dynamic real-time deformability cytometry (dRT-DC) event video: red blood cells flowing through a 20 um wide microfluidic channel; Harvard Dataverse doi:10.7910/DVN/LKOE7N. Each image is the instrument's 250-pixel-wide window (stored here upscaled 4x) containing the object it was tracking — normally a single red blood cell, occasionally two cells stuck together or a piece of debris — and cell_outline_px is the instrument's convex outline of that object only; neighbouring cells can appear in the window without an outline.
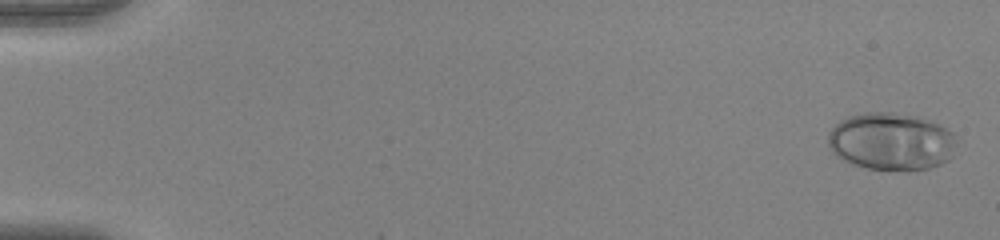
{"species": "human", "species_latin": "Homo sapiens", "temperature_condition": "warm", "stored_images_in_passage": 54, "camera_frame_rate_fps": 3000, "um_per_image_px": 0.085, "donor": {"sex": "female"}, "frame": {"image": 1, "passage_image": 2, "time_ms": 0.333, "image_size_px": [1000, 240], "cell_outline_px": [[960, 140], [952, 156], [948, 160], [940, 164], [928, 168], [908, 172], [888, 172], [864, 168], [852, 164], [836, 156], [832, 152], [828, 144], [828, 132], [840, 120], [848, 116], [864, 112], [892, 112], [916, 116], [940, 124], [952, 132]], "centroid_in_image_um": [75.78, 12.06], "position_along_channel_um": 9.2, "area_um2": 44.27}}
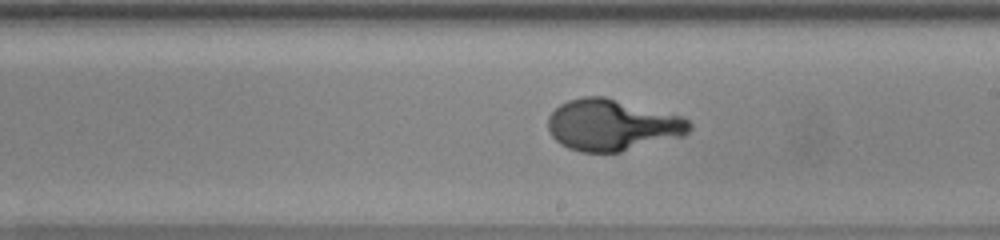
{"frame": {"image": 2, "passage_image": 33, "time_ms": 10.667, "image_size_px": [1000, 240], "cell_outline_px": [[692, 128], [684, 136], [620, 152], [580, 152], [568, 148], [560, 144], [552, 136], [548, 128], [548, 116], [560, 104], [568, 100], [584, 96], [604, 96], [684, 116], [692, 124]], "centroid_in_image_um": [52.06, 10.62], "position_along_channel_um": 236.9, "area_um2": 42.66}}
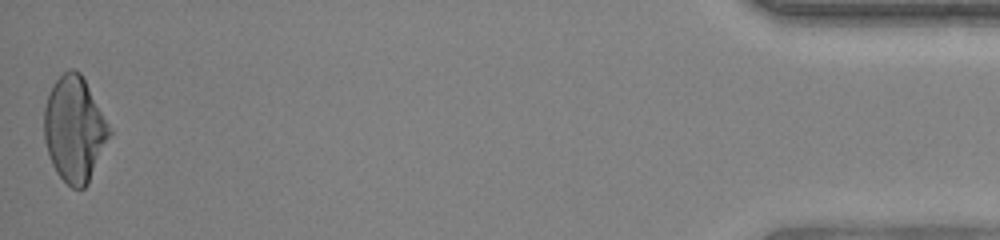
{"frame": {"image": 3, "passage_image": 54, "time_ms": 17.667, "image_size_px": [1000, 240], "cell_outline_px": [[112, 132], [88, 184], [84, 188], [72, 188], [56, 172], [52, 164], [44, 140], [44, 108], [48, 96], [56, 80], [68, 68], [72, 68], [80, 72], [108, 124]], "centroid_in_image_um": [6.32, 11.0], "position_along_channel_um": 428.9, "area_um2": 39.54}}